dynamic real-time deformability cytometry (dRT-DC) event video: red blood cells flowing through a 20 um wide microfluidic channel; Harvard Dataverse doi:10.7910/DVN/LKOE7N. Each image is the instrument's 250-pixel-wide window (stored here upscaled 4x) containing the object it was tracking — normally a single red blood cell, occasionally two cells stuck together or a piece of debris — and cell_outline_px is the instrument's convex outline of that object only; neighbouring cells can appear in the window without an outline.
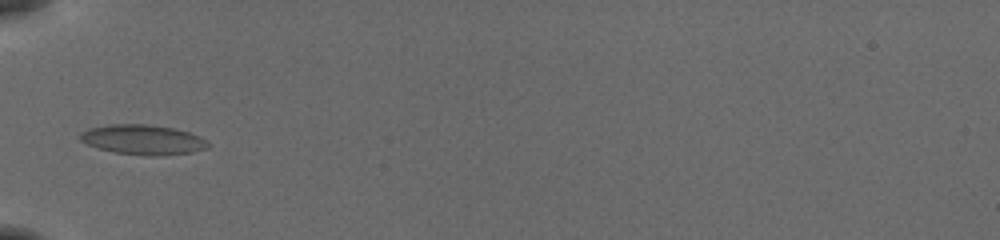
{"species": "common noctule bat (a hibernating species)", "species_latin": "Nyctalus noctula", "temperature_condition": "cold", "stored_images_in_passage": 35, "camera_frame_rate_fps": 3000, "um_per_image_px": 0.085, "animal": {"sex": "female", "body_mass_g": 19.5, "forearm_length_mm": 54.1}, "frame": {"image": 1, "passage_image": 1, "time_ms": 0.0, "image_size_px": [1000, 240], "cell_outline_px": [[212, 144], [208, 148], [192, 152], [156, 156], [144, 156], [112, 152], [88, 144], [80, 140], [80, 132], [88, 128], [108, 124], [144, 124], [172, 128], [188, 132], [200, 136]], "centroid_in_image_um": [12.16, 11.88], "position_along_channel_um": 72.8, "area_um2": 22.37}}
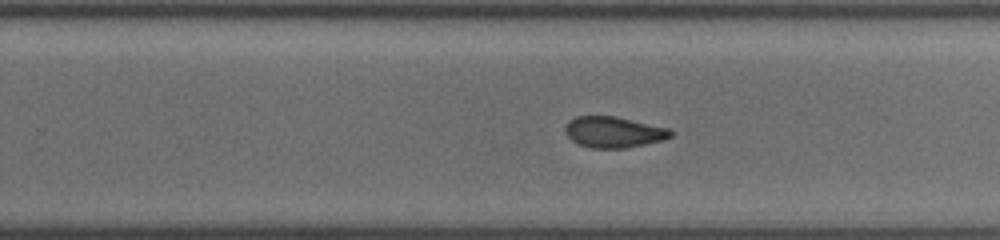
{"frame": {"image": 2, "passage_image": 17, "time_ms": 5.333, "image_size_px": [1000, 240], "cell_outline_px": [[676, 132], [672, 136], [664, 140], [624, 148], [592, 148], [580, 144], [572, 140], [564, 132], [564, 128], [568, 120], [576, 116], [616, 116], [672, 128]], "centroid_in_image_um": [52.21, 11.21], "position_along_channel_um": 277.6, "area_um2": 19.36}}
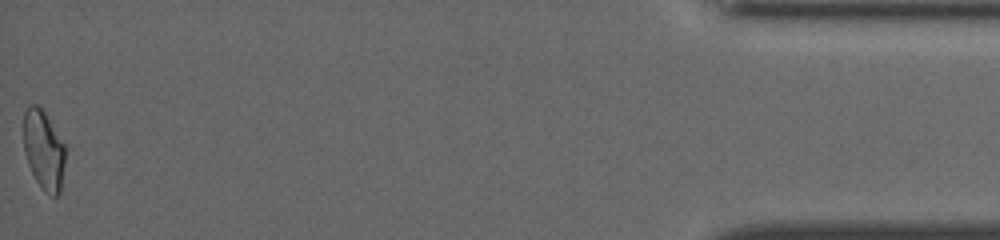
{"frame": {"image": 3, "passage_image": 35, "time_ms": 11.333, "image_size_px": [1000, 240], "cell_outline_px": [[64, 160], [60, 192], [56, 196], [52, 196], [44, 192], [36, 180], [28, 164], [24, 152], [24, 112], [28, 104], [40, 104], [64, 144]], "centroid_in_image_um": [3.69, 12.71], "position_along_channel_um": 431.5, "area_um2": 19.19}, "authors_computed_cell_mechanics": {"area_um2": 19.652, "velocity_mm_per_s": 3.8891, "shape_relaxation_time_tau1_ms": null, "shape_relaxation_time_tau2_ms": 1.9224, "deformation_change_tau1": null, "deformation_change_tau2": 0.0681}}